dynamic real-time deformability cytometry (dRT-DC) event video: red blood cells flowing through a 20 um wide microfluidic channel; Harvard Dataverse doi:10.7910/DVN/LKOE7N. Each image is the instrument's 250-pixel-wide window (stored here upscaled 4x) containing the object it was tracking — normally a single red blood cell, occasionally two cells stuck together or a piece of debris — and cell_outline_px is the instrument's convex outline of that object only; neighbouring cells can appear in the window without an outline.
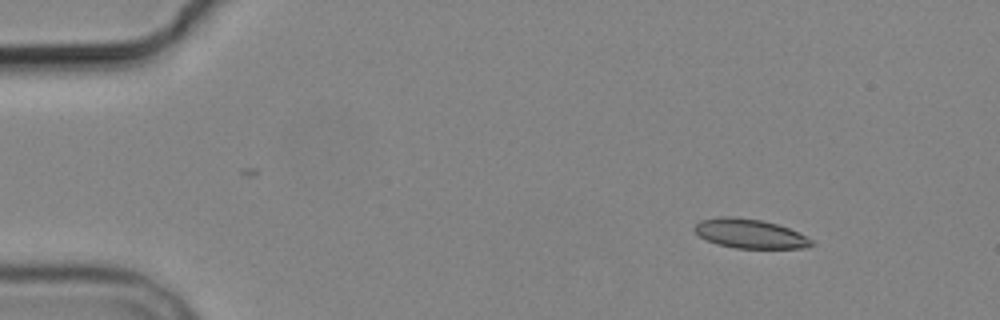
{"species": "common noctule bat (a hibernating species)", "species_latin": "Nyctalus noctula", "temperature_condition": "cold", "stored_images_in_passage": 4, "camera_frame_rate_fps": 3000, "um_per_image_px": 0.085, "animal": {"sex": "male", "body_mass_g": 19.2, "forearm_length_mm": 51.8}, "frame": {"image": 1, "passage_image": 2, "time_ms": 1.333, "image_size_px": [1000, 320], "cell_outline_px": [[816, 244], [808, 248], [736, 248], [716, 244], [700, 236], [692, 228], [700, 220], [720, 216], [732, 216], [760, 220], [776, 224], [788, 228], [812, 240]], "centroid_in_image_um": [63.72, 19.86], "position_along_channel_um": 21.3, "area_um2": 19.83}}
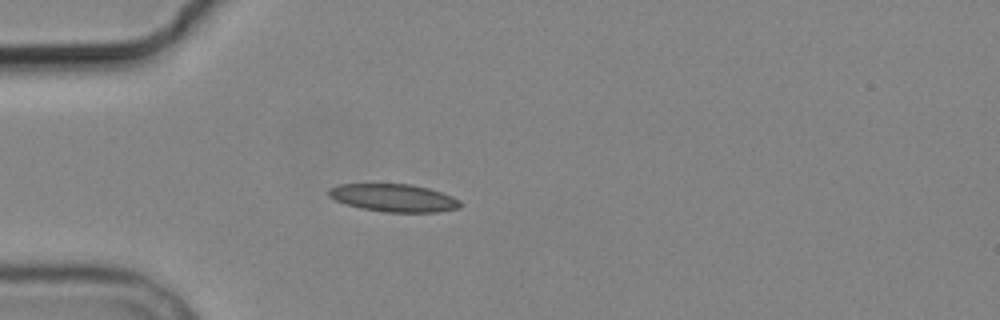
{"frame": {"image": 2, "passage_image": 4, "time_ms": 4.333, "image_size_px": [1000, 320], "cell_outline_px": [[464, 204], [460, 208], [436, 212], [384, 212], [360, 208], [336, 200], [328, 196], [328, 188], [340, 184], [412, 184], [428, 188], [452, 196], [460, 200]], "centroid_in_image_um": [33.49, 16.82], "position_along_channel_um": 51.5, "area_um2": 21.33}}